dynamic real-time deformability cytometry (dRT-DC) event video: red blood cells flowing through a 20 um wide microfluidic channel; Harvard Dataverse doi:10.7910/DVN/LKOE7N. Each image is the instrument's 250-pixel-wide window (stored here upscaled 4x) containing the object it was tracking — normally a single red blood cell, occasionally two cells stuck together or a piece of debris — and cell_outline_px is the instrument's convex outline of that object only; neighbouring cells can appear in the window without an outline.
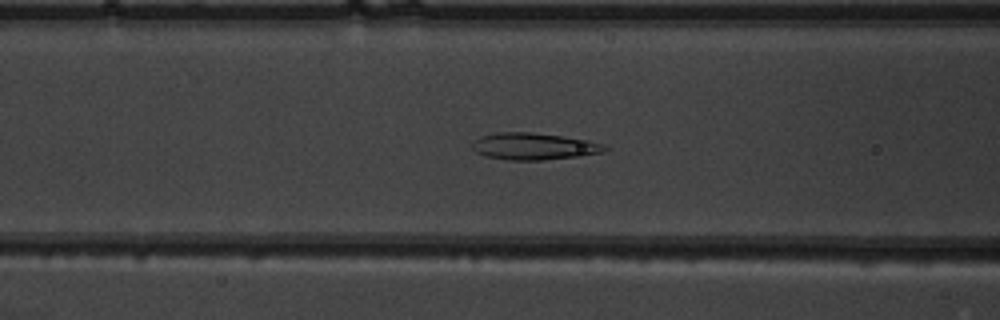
{"species": "common noctule bat (a hibernating species)", "species_latin": "Nyctalus noctula", "temperature_condition": "warm", "stored_images_in_passage": 51, "camera_frame_rate_fps": 3000, "um_per_image_px": 0.085, "animal": {"sex": "male", "body_mass_g": 19.5, "forearm_length_mm": 54.6}, "frame": {"image": 1, "passage_image": 21, "time_ms": 6.667, "image_size_px": [1000, 320], "cell_outline_px": [[612, 148], [604, 152], [580, 156], [544, 160], [508, 160], [484, 156], [476, 152], [472, 148], [472, 144], [480, 136], [496, 132], [532, 132], [564, 136], [588, 140]], "centroid_in_image_um": [45.39, 12.44], "position_along_channel_um": 121.2, "area_um2": 20.92}}
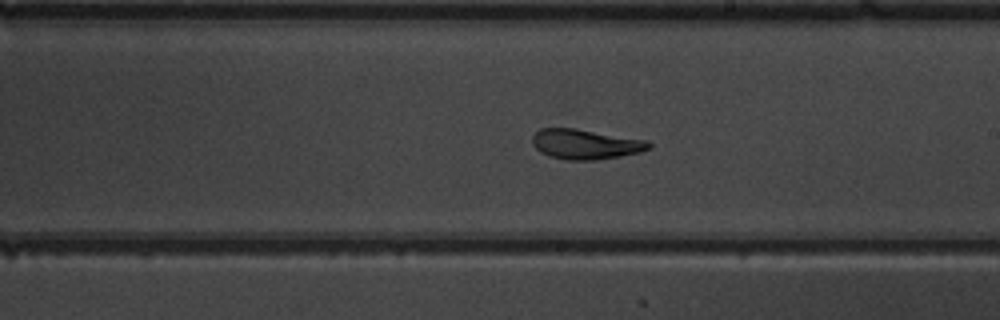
{"frame": {"image": 2, "passage_image": 30, "time_ms": 9.667, "image_size_px": [1000, 320], "cell_outline_px": [[652, 148], [640, 152], [620, 156], [596, 160], [568, 160], [548, 156], [540, 152], [532, 144], [532, 136], [540, 128], [576, 128], [648, 140], [652, 144]], "centroid_in_image_um": [49.78, 12.25], "position_along_channel_um": 239.2, "area_um2": 20.58}}
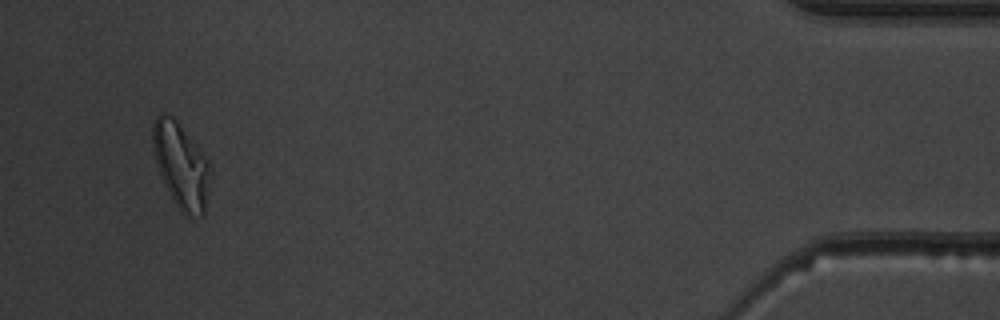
{"frame": {"image": 3, "passage_image": 49, "time_ms": 16.0, "image_size_px": [1000, 320], "cell_outline_px": [[208, 192], [204, 216], [192, 220], [180, 212], [172, 200], [164, 184], [156, 164], [152, 144], [152, 124], [156, 116], [160, 112], [164, 112], [172, 116], [180, 124], [196, 144], [208, 160]], "centroid_in_image_um": [15.36, 14.1], "position_along_channel_um": 419.8, "area_um2": 28.84}, "authors_computed_cell_mechanics": {"area_um2": 22.6576, "velocity_mm_per_s": 3.948, "shape_relaxation_time_tau1_ms": 5.816, "shape_relaxation_time_tau2_ms": 1.8768, "deformation_change_tau1": 0.1693, "deformation_change_tau2": 0.0986}}